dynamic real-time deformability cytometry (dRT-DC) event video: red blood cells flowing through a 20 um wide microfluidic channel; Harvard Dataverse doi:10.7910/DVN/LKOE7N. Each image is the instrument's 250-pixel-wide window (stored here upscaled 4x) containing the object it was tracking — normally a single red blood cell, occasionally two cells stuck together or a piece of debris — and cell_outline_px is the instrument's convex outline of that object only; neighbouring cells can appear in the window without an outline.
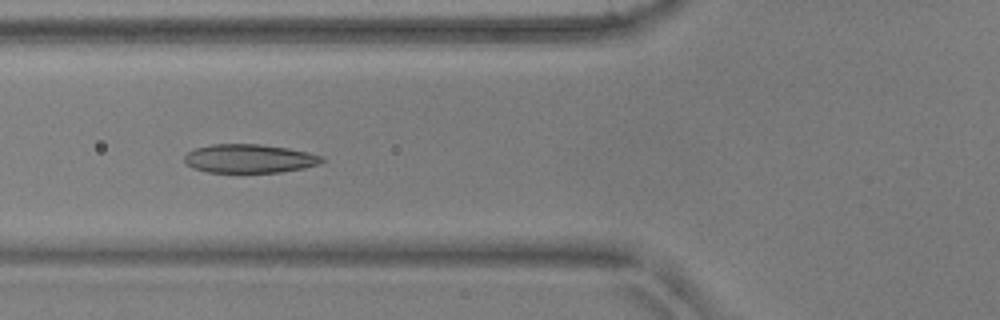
{"species": "common noctule bat (a hibernating species)", "species_latin": "Nyctalus noctula", "temperature_condition": "warm", "stored_images_in_passage": 52, "segment_of_instrument_passage": [1, 2], "camera_frame_rate_fps": 3000, "um_per_image_px": 0.085, "animal": {"sex": "male", "body_mass_g": 17.9, "forearm_length_mm": 54.2}, "frame": {"image": 1, "passage_image": 19, "time_ms": 6.0, "image_size_px": [1000, 320], "cell_outline_px": [[324, 160], [320, 164], [304, 168], [280, 172], [208, 172], [192, 168], [184, 160], [184, 156], [188, 152], [196, 148], [212, 144], [260, 144], [288, 148], [308, 152], [324, 156]], "centroid_in_image_um": [21.22, 13.48], "position_along_channel_um": 104.6, "area_um2": 23.0}}
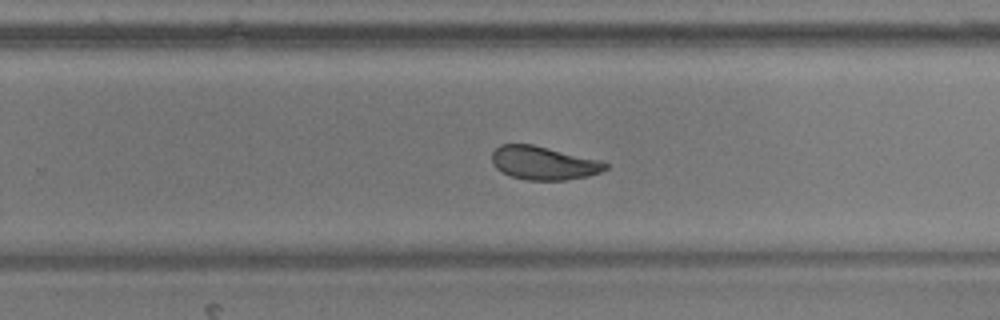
{"frame": {"image": 2, "passage_image": 33, "time_ms": 10.667, "image_size_px": [1000, 320], "cell_outline_px": [[608, 168], [600, 172], [588, 176], [564, 180], [528, 180], [512, 176], [496, 168], [492, 164], [492, 152], [500, 144], [532, 144], [600, 160], [608, 164]], "centroid_in_image_um": [46.2, 13.85], "position_along_channel_um": 283.6, "area_um2": 21.96}}
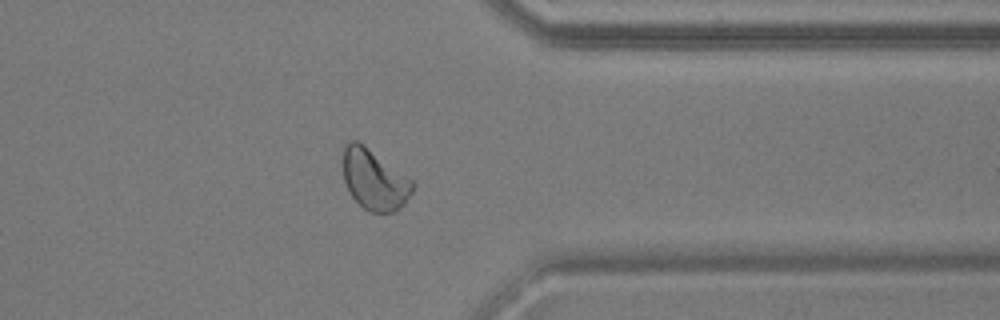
{"frame": {"image": 3, "passage_image": 41, "time_ms": 13.333, "image_size_px": [1000, 320], "cell_outline_px": [[416, 184], [412, 192], [404, 204], [396, 212], [368, 212], [348, 192], [344, 180], [344, 144], [352, 140], [356, 140], [364, 144], [412, 180]], "centroid_in_image_um": [31.83, 15.28], "position_along_channel_um": 379.6, "area_um2": 24.45}}